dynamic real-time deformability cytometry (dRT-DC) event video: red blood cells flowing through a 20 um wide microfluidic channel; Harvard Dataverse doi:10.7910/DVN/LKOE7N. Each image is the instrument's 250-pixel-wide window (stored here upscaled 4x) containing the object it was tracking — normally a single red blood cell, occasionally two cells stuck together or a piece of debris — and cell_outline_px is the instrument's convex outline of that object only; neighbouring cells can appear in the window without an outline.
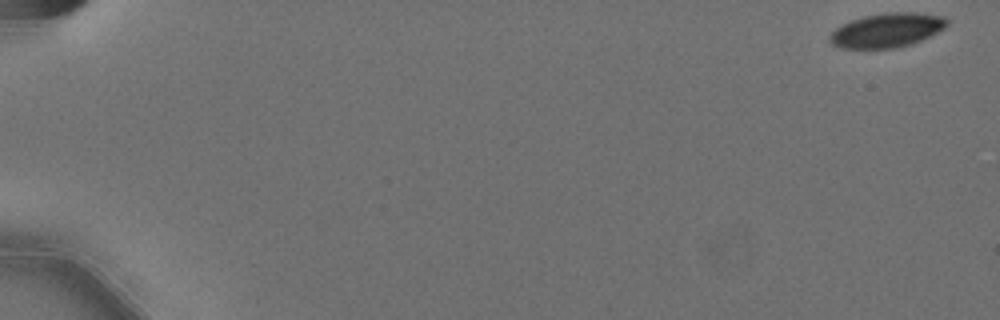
{"species": "Egyptian fruit bat (a non-hibernating species)", "species_latin": "Rousettus aegyptiacus", "temperature_condition": "cold", "stored_images_in_passage": 58, "camera_frame_rate_fps": 3000, "um_per_image_px": 0.085, "animal": {"sex": "female"}, "frame": {"image": 1, "passage_image": 1, "time_ms": 0.0, "image_size_px": [1000, 320], "cell_outline_px": [[948, 24], [944, 28], [920, 40], [908, 44], [892, 48], [840, 48], [832, 44], [828, 40], [828, 36], [836, 28], [852, 20], [864, 16], [888, 12], [916, 12], [944, 16], [948, 20]], "centroid_in_image_um": [75.37, 2.56], "position_along_channel_um": 9.6, "area_um2": 23.12}}
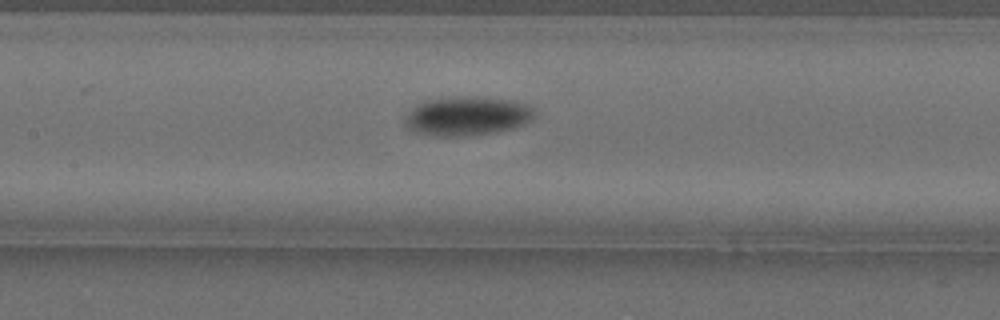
{"frame": {"image": 2, "passage_image": 29, "time_ms": 9.333, "image_size_px": [1000, 320], "cell_outline_px": [[536, 116], [532, 120], [524, 124], [512, 128], [496, 132], [460, 136], [440, 136], [412, 132], [404, 124], [404, 116], [416, 104], [424, 100], [472, 96], [476, 96], [512, 100], [528, 104], [536, 112]], "centroid_in_image_um": [39.7, 9.86], "position_along_channel_um": 167.7, "area_um2": 29.71}}
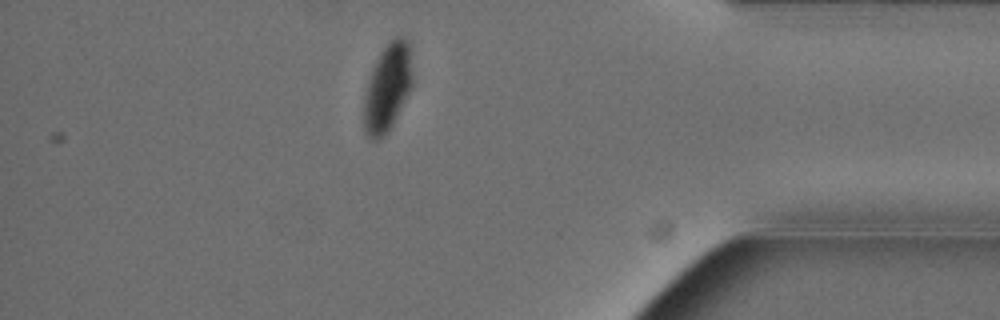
{"frame": {"image": 3, "passage_image": 51, "time_ms": 16.667, "image_size_px": [1000, 320], "cell_outline_px": [[412, 84], [388, 132], [384, 136], [376, 140], [372, 140], [368, 136], [364, 128], [364, 100], [372, 68], [380, 52], [396, 36], [400, 36], [408, 40], [412, 76]], "centroid_in_image_um": [32.92, 7.45], "position_along_channel_um": 402.3, "area_um2": 24.1}, "authors_computed_cell_mechanics": {"area_um2": 26.3857, "velocity_mm_per_s": 3.5783, "shape_relaxation_time_tau1_ms": 3.5363, "shape_relaxation_time_tau2_ms": null, "deformation_change_tau1": 0.1114, "deformation_change_tau2": null}}